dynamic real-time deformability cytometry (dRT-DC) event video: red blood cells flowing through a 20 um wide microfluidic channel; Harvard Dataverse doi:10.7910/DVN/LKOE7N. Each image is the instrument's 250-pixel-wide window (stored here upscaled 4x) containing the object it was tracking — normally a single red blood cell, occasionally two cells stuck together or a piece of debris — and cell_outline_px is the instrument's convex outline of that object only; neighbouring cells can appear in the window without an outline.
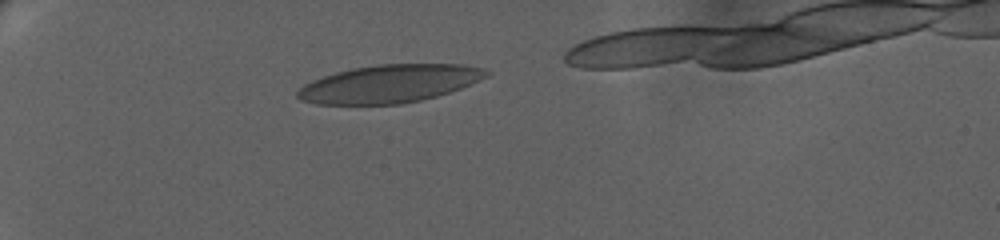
{"species": "human", "species_latin": "Homo sapiens", "temperature_condition": "warm", "stored_images_in_passage": 7, "camera_frame_rate_fps": 3000, "um_per_image_px": 0.085, "donor": {"sex": "female"}, "frame": {"image": 1, "passage_image": 1, "time_ms": 0.0, "image_size_px": [1000, 240], "cell_outline_px": [[488, 72], [484, 76], [460, 88], [436, 96], [420, 100], [400, 104], [316, 104], [300, 100], [296, 96], [296, 92], [304, 84], [324, 76], [356, 68], [380, 64], [460, 64], [480, 68]], "centroid_in_image_um": [33.03, 7.13], "position_along_channel_um": 52.0, "area_um2": 40.81}}
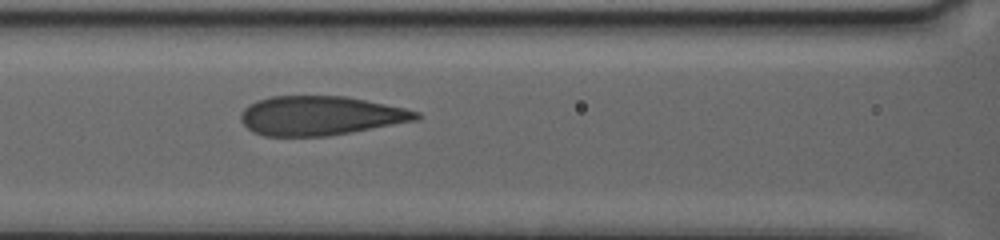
{"frame": {"image": 2, "passage_image": 6, "time_ms": 4.0, "image_size_px": [1000, 240], "cell_outline_px": [[420, 116], [416, 120], [328, 136], [264, 136], [252, 132], [240, 120], [240, 112], [248, 104], [256, 100], [272, 96], [344, 96], [404, 108], [420, 112]], "centroid_in_image_um": [27.16, 9.83], "position_along_channel_um": 139.4, "area_um2": 39.88}}
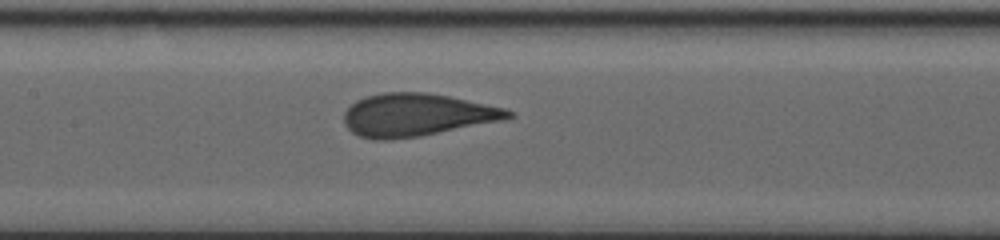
{"frame": {"image": 3, "passage_image": 7, "time_ms": 5.0, "image_size_px": [1000, 240], "cell_outline_px": [[516, 116], [504, 120], [420, 136], [388, 140], [372, 140], [360, 136], [352, 132], [348, 128], [344, 120], [344, 112], [356, 100], [368, 96], [384, 92], [428, 92], [448, 96], [504, 108], [512, 112]], "centroid_in_image_um": [35.41, 9.77], "position_along_channel_um": 172.0, "area_um2": 40.75}}